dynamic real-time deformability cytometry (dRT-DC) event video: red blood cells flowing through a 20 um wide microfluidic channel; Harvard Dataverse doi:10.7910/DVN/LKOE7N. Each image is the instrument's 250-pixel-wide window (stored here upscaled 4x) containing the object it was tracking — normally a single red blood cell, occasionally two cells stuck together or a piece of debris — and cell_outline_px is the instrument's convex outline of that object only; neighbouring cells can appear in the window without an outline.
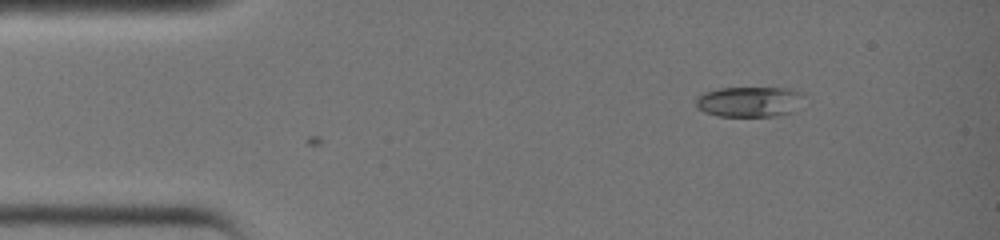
{"species": "common noctule bat (a hibernating species)", "species_latin": "Nyctalus noctula", "temperature_condition": "warm", "stored_images_in_passage": 8, "camera_frame_rate_fps": 3000, "um_per_image_px": 0.085, "animal": {"sex": "female", "body_mass_g": 19.0, "forearm_length_mm": 51.5}, "frame": {"image": 1, "passage_image": 8, "time_ms": 2.333, "image_size_px": [1000, 240], "cell_outline_px": [[796, 92], [788, 112], [768, 116], [720, 116], [704, 112], [696, 104], [696, 100], [700, 96], [708, 92], [720, 88], [780, 88]], "centroid_in_image_um": [63.44, 8.65], "position_along_channel_um": 21.6, "area_um2": 17.4}}